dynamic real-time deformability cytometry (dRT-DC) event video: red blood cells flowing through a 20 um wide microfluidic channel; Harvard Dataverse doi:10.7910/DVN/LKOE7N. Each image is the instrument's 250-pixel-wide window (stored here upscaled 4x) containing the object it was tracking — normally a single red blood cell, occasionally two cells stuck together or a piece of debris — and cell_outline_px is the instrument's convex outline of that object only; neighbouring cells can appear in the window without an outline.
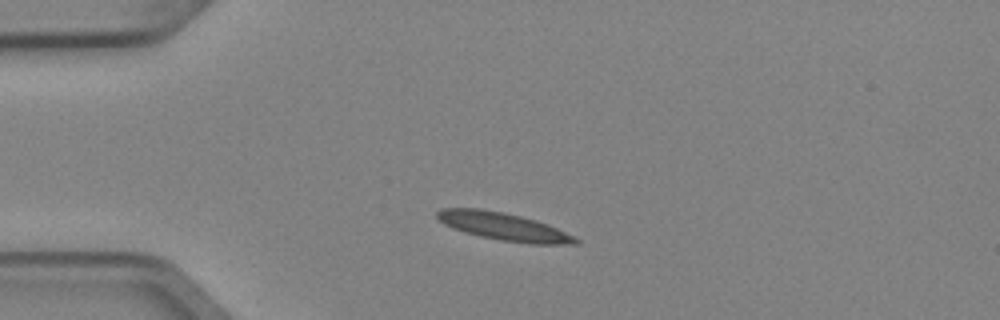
{"species": "Egyptian fruit bat (a non-hibernating species)", "species_latin": "Rousettus aegyptiacus", "temperature_condition": "cold", "stored_images_in_passage": 4, "camera_frame_rate_fps": 3000, "um_per_image_px": 0.085, "animal": {"sex": "female"}, "frame": {"image": 1, "passage_image": 2, "time_ms": 0.333, "image_size_px": [1000, 320], "cell_outline_px": [[580, 244], [532, 244], [500, 240], [480, 236], [464, 232], [452, 228], [444, 224], [436, 216], [436, 212], [440, 208], [480, 208], [504, 212], [536, 220], [548, 224], [576, 236], [580, 240]], "centroid_in_image_um": [42.84, 19.25], "position_along_channel_um": 42.2, "area_um2": 22.54}}
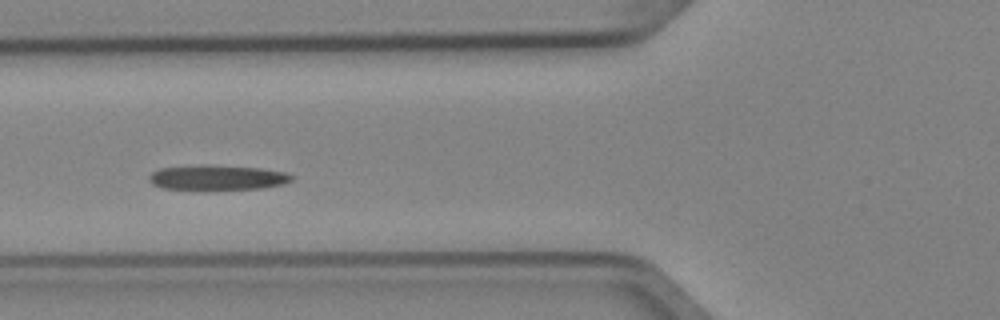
{"frame": {"image": 2, "passage_image": 4, "time_ms": 1.0, "image_size_px": [1000, 320], "cell_outline_px": [[296, 176], [292, 180], [284, 184], [264, 188], [164, 188], [152, 184], [148, 180], [148, 176], [152, 172], [160, 168], [200, 164], [208, 164], [260, 168], [288, 172]], "centroid_in_image_um": [18.52, 15.05], "position_along_channel_um": 107.3, "area_um2": 20.63}}